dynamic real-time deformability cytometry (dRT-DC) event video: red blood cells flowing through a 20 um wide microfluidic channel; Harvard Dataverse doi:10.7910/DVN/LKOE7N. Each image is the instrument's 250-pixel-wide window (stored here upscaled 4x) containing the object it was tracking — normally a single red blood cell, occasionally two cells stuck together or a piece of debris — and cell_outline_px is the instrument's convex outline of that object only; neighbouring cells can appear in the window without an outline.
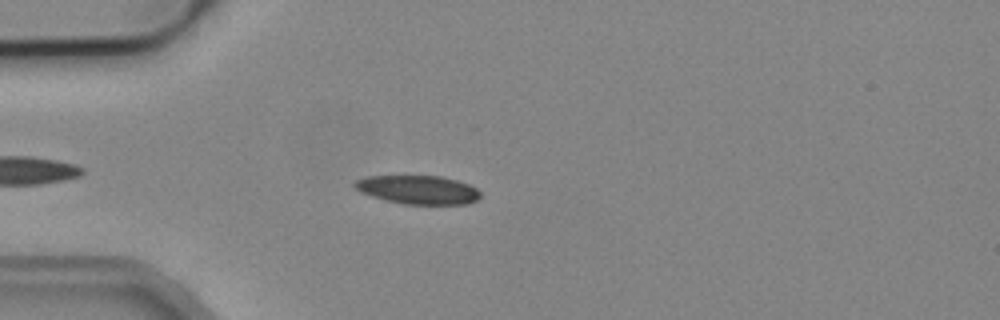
{"species": "common noctule bat (a hibernating species)", "species_latin": "Nyctalus noctula", "temperature_condition": "cold", "stored_images_in_passage": 4, "camera_frame_rate_fps": 3000, "um_per_image_px": 0.085, "animal": {"sex": "male", "body_mass_g": 19.2, "forearm_length_mm": 51.8}, "frame": {"image": 1, "passage_image": 4, "time_ms": 1.0, "image_size_px": [1000, 320], "cell_outline_px": [[480, 196], [476, 200], [468, 204], [404, 204], [384, 200], [360, 192], [352, 184], [356, 180], [364, 176], [440, 176], [456, 180], [468, 184], [476, 188], [480, 192]], "centroid_in_image_um": [35.51, 16.13], "position_along_channel_um": 49.5, "area_um2": 20.98}}